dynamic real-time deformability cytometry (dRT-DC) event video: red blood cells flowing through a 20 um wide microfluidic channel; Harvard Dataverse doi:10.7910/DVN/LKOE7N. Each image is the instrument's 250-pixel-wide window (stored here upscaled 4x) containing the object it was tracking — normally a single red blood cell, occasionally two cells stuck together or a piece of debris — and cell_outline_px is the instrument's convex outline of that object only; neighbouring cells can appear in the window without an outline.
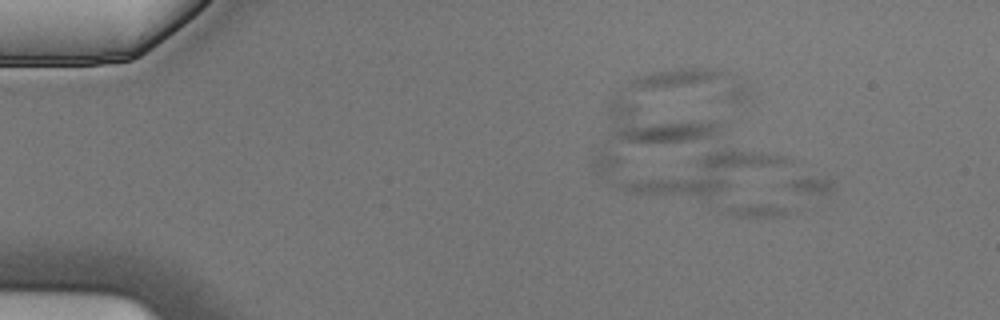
{"species": "Egyptian fruit bat (a non-hibernating species)", "species_latin": "Rousettus aegyptiacus", "temperature_condition": "cold", "stored_images_in_passage": 4, "camera_frame_rate_fps": 3000, "um_per_image_px": 0.085, "animal": {"sex": "male"}, "frame": {"image": 1, "passage_image": 2, "time_ms": 0.333, "image_size_px": [1000, 320], "cell_outline_px": [[836, 188], [832, 192], [812, 208], [788, 216], [732, 216], [728, 212], [728, 208], [792, 180], [808, 176], [832, 180]], "centroid_in_image_um": [66.82, 16.88], "position_along_channel_um": 18.2, "area_um2": 18.26}}